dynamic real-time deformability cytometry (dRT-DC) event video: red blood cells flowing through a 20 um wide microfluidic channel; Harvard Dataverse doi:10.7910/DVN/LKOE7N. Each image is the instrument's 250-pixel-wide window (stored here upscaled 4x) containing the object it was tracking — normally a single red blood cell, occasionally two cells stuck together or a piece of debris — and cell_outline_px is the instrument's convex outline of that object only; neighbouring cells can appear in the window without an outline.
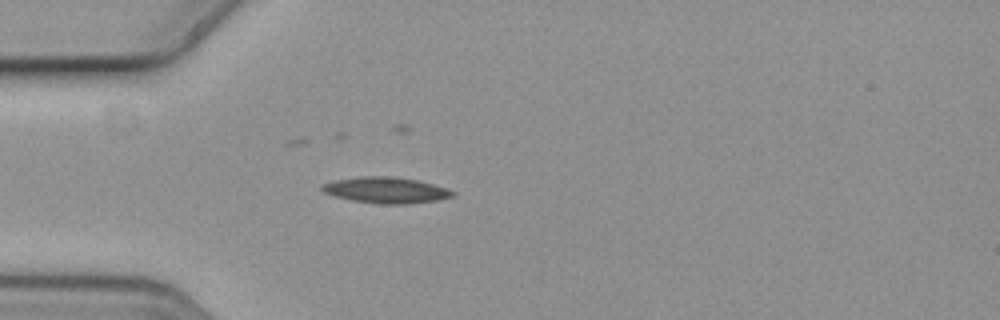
{"species": "common noctule bat (a hibernating species)", "species_latin": "Nyctalus noctula", "temperature_condition": "cold", "stored_images_in_passage": 35, "camera_frame_rate_fps": 3000, "um_per_image_px": 0.085, "animal": {"sex": "female", "body_mass_g": 19.3, "forearm_length_mm": 54.1}, "frame": {"image": 1, "passage_image": 1, "time_ms": 0.0, "image_size_px": [1000, 320], "cell_outline_px": [[456, 196], [440, 200], [408, 204], [380, 204], [352, 200], [336, 196], [324, 192], [320, 188], [320, 184], [336, 180], [364, 176], [392, 176], [416, 180], [432, 184], [456, 192]], "centroid_in_image_um": [32.83, 16.17], "position_along_channel_um": 52.2, "area_um2": 19.77}}
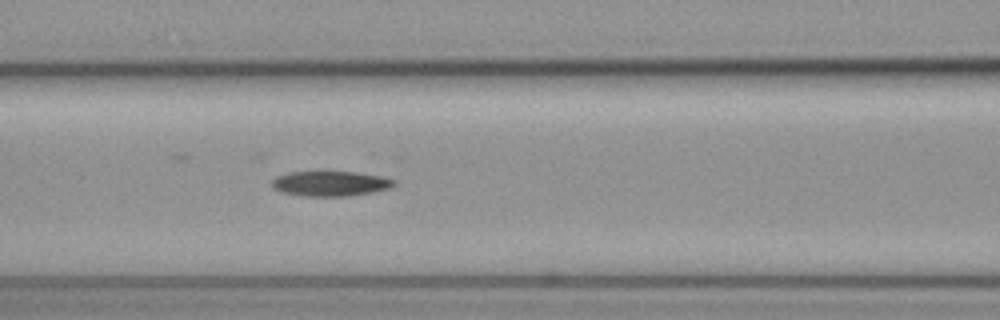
{"frame": {"image": 2, "passage_image": 9, "time_ms": 2.667, "image_size_px": [1000, 320], "cell_outline_px": [[396, 184], [388, 188], [372, 192], [348, 196], [300, 196], [280, 192], [272, 188], [272, 180], [276, 176], [288, 172], [356, 172], [384, 176], [396, 180]], "centroid_in_image_um": [28.06, 15.6], "position_along_channel_um": 138.5, "area_um2": 17.98}}
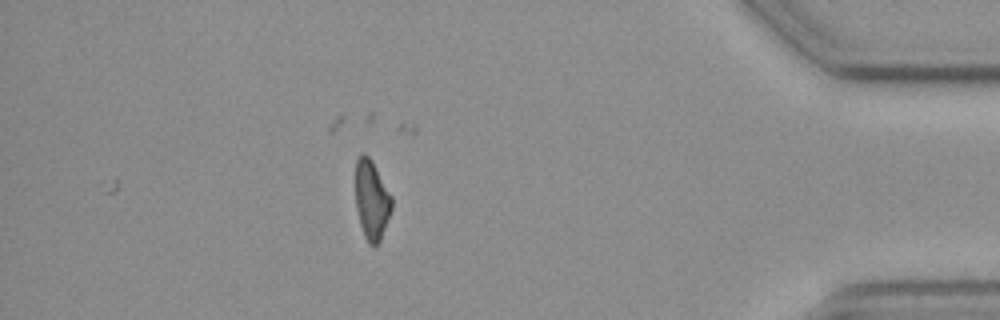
{"frame": {"image": 3, "passage_image": 35, "time_ms": 11.333, "image_size_px": [1000, 320], "cell_outline_px": [[392, 208], [380, 240], [376, 244], [368, 244], [364, 236], [360, 224], [356, 208], [356, 160], [364, 152], [372, 160], [392, 196]], "centroid_in_image_um": [31.59, 16.98], "position_along_channel_um": 403.6, "area_um2": 16.59}}